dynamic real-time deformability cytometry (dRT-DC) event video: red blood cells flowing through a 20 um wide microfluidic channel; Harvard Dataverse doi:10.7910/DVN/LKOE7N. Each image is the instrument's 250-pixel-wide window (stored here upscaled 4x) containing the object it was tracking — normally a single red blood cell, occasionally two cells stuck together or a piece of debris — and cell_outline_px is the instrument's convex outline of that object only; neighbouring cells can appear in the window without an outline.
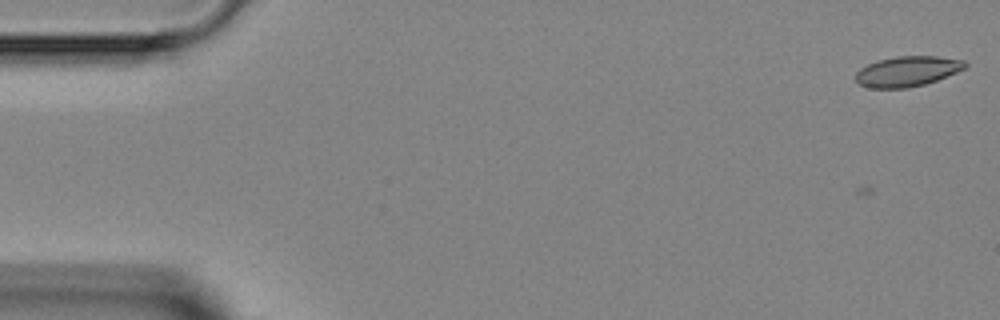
{"species": "Egyptian fruit bat (a non-hibernating species)", "species_latin": "Rousettus aegyptiacus", "temperature_condition": "room temperature", "stored_images_in_passage": 4, "camera_frame_rate_fps": 3000, "um_per_image_px": 0.085, "animal": {"sex": "female"}, "frame": {"image": 1, "passage_image": 1, "time_ms": 0.0, "image_size_px": [1000, 320], "cell_outline_px": [[968, 64], [964, 68], [956, 72], [936, 80], [924, 84], [908, 88], [868, 88], [860, 84], [856, 80], [856, 72], [860, 68], [876, 60], [896, 56], [936, 56], [964, 60]], "centroid_in_image_um": [77.1, 6.06], "position_along_channel_um": 7.9, "area_um2": 19.25}}
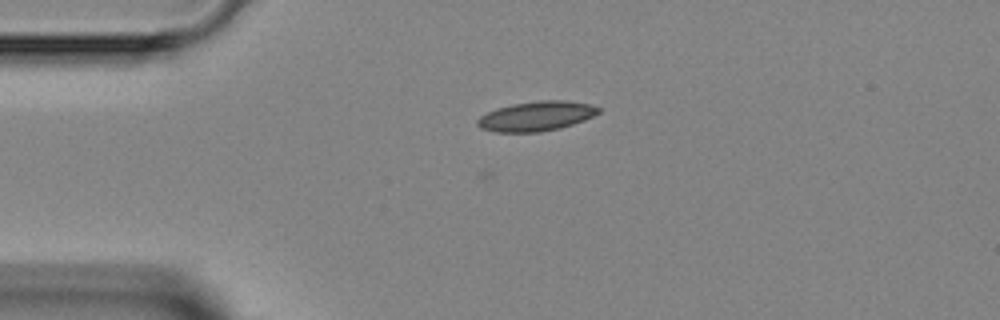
{"frame": {"image": 2, "passage_image": 4, "time_ms": 3.333, "image_size_px": [1000, 320], "cell_outline_px": [[600, 112], [584, 120], [560, 128], [540, 132], [496, 132], [480, 128], [476, 124], [476, 120], [480, 116], [496, 108], [512, 104], [540, 100], [564, 100], [588, 104], [600, 108]], "centroid_in_image_um": [45.55, 9.87], "position_along_channel_um": 39.4, "area_um2": 20.87}}